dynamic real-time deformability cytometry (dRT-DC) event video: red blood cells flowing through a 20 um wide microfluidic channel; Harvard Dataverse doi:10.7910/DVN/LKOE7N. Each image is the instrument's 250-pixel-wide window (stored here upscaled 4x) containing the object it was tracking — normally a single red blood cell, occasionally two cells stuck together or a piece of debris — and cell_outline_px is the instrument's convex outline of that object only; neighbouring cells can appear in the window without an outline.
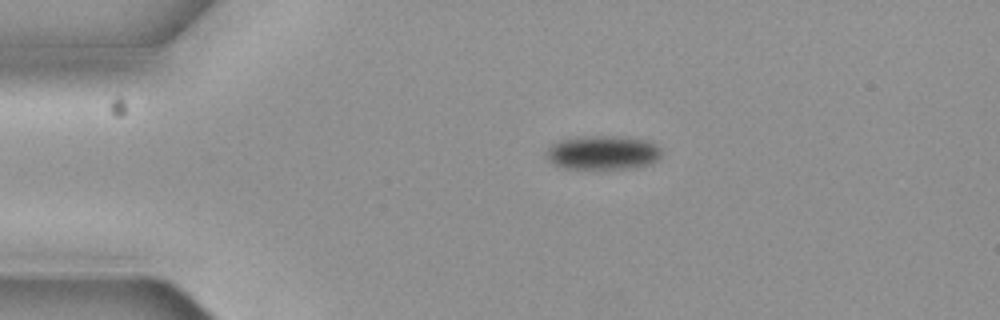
{"species": "common noctule bat (a hibernating species)", "species_latin": "Nyctalus noctula", "temperature_condition": "cold", "stored_images_in_passage": 5, "camera_frame_rate_fps": 3000, "um_per_image_px": 0.085, "animal": {"sex": "female", "body_mass_g": 19.3, "forearm_length_mm": 54.1}, "frame": {"image": 1, "passage_image": 3, "time_ms": 0.667, "image_size_px": [1000, 320], "cell_outline_px": [[660, 160], [636, 168], [608, 172], [560, 168], [552, 164], [548, 160], [548, 148], [552, 144], [564, 140], [596, 136], [612, 136], [648, 140], [660, 148]], "centroid_in_image_um": [51.27, 13.06], "position_along_channel_um": 33.7, "area_um2": 23.52}}
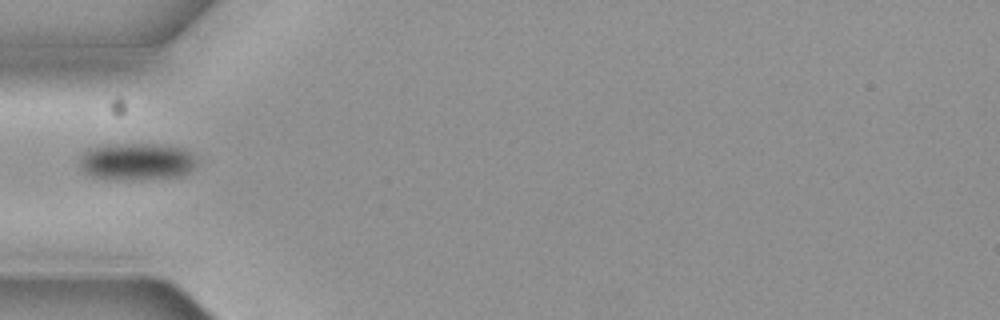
{"frame": {"image": 2, "passage_image": 5, "time_ms": 1.333, "image_size_px": [1000, 320], "cell_outline_px": [[196, 164], [188, 172], [176, 176], [140, 180], [108, 180], [92, 176], [84, 172], [80, 168], [80, 152], [88, 148], [100, 144], [168, 144], [184, 148], [196, 152]], "centroid_in_image_um": [11.6, 13.71], "position_along_channel_um": 73.4, "area_um2": 26.3}}